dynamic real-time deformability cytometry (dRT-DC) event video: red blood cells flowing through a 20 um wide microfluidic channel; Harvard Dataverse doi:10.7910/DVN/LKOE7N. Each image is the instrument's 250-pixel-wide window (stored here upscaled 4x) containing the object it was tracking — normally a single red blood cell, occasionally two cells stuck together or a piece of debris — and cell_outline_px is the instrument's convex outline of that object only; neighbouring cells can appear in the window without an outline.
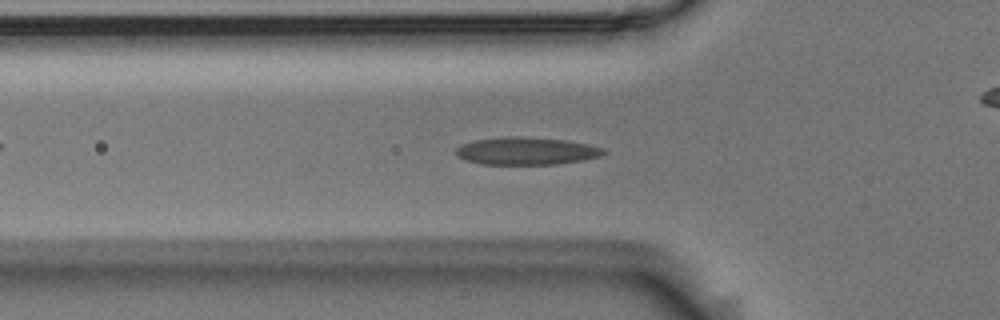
{"species": "Egyptian fruit bat (a non-hibernating species)", "species_latin": "Rousettus aegyptiacus", "temperature_condition": "room temperature", "stored_images_in_passage": 48, "camera_frame_rate_fps": 3000, "um_per_image_px": 0.085, "animal": {"sex": "male"}, "frame": {"image": 1, "passage_image": 17, "time_ms": 5.333, "image_size_px": [1000, 320], "cell_outline_px": [[608, 152], [600, 156], [584, 160], [556, 164], [480, 164], [464, 160], [456, 156], [456, 148], [460, 144], [472, 140], [516, 136], [520, 136], [564, 140], [588, 144], [604, 148]], "centroid_in_image_um": [44.72, 12.84], "position_along_channel_um": 81.1, "area_um2": 23.81}}
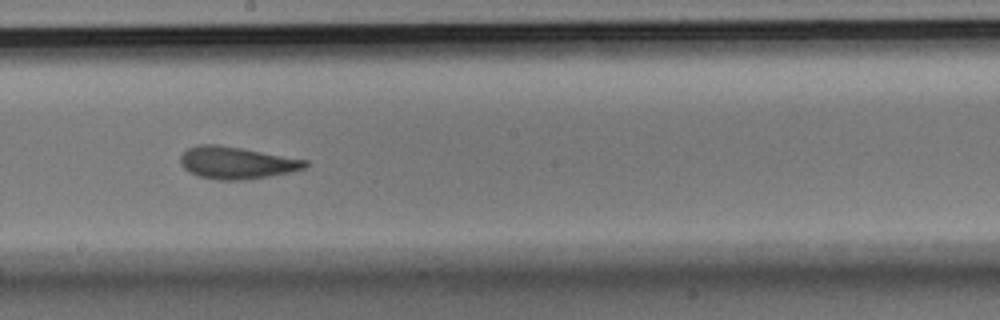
{"frame": {"image": 2, "passage_image": 29, "time_ms": 9.333, "image_size_px": [1000, 320], "cell_outline_px": [[308, 164], [304, 168], [288, 172], [268, 176], [240, 180], [220, 180], [200, 176], [188, 172], [180, 164], [180, 156], [188, 148], [196, 144], [216, 144], [244, 148], [308, 160]], "centroid_in_image_um": [20.07, 13.82], "position_along_channel_um": 228.1, "area_um2": 23.35}}
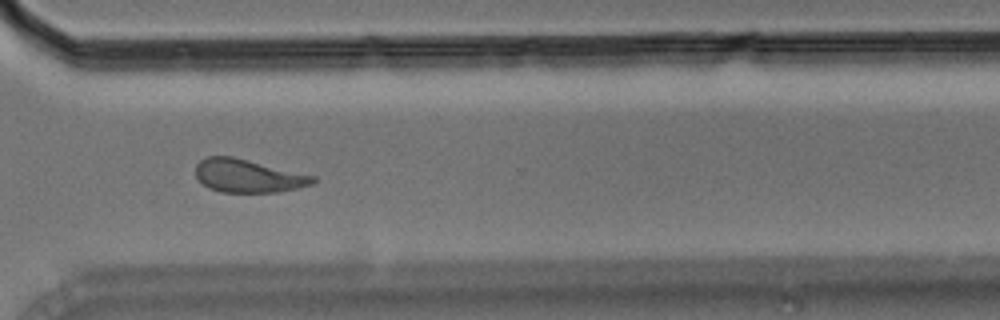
{"frame": {"image": 3, "passage_image": 39, "time_ms": 12.667, "image_size_px": [1000, 320], "cell_outline_px": [[316, 180], [312, 184], [296, 188], [276, 192], [220, 192], [208, 188], [196, 176], [196, 164], [200, 160], [208, 156], [232, 156], [316, 176]], "centroid_in_image_um": [21.07, 14.94], "position_along_channel_um": 349.5, "area_um2": 22.54}, "authors_computed_cell_mechanics": {"area_um2": 22.7443, "velocity_mm_per_s": 3.6549, "shape_relaxation_time_tau1_ms": 5.5096, "shape_relaxation_time_tau2_ms": 1.5747, "deformation_change_tau1": 0.1826, "deformation_change_tau2": 0.0971}}